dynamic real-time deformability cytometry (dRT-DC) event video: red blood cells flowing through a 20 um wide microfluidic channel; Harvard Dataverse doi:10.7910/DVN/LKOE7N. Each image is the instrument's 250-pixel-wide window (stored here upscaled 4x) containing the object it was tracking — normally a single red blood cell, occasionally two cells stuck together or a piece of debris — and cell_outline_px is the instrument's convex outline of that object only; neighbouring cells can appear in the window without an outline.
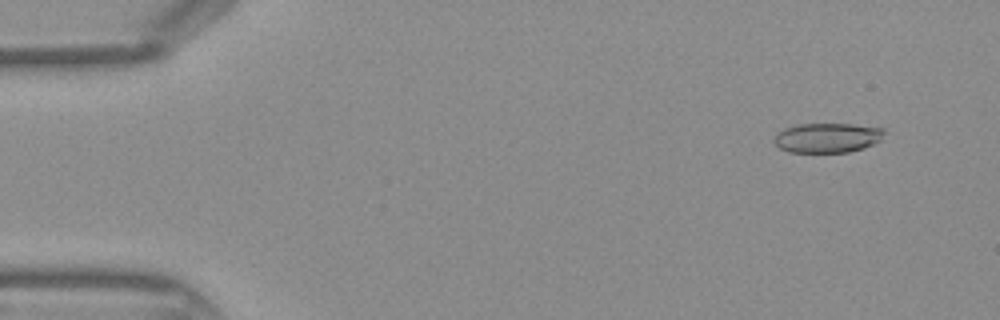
{"species": "Egyptian fruit bat (a non-hibernating species)", "species_latin": "Rousettus aegyptiacus", "temperature_condition": "warm", "stored_images_in_passage": 42, "camera_frame_rate_fps": 3000, "um_per_image_px": 0.085, "frame": {"image": 1, "passage_image": 2, "time_ms": 0.333, "image_size_px": [1000, 320], "cell_outline_px": [[884, 132], [880, 140], [864, 148], [848, 152], [788, 152], [780, 148], [772, 140], [784, 128], [800, 124], [852, 124], [884, 128]], "centroid_in_image_um": [70.33, 11.71], "position_along_channel_um": 14.7, "area_um2": 18.9}}
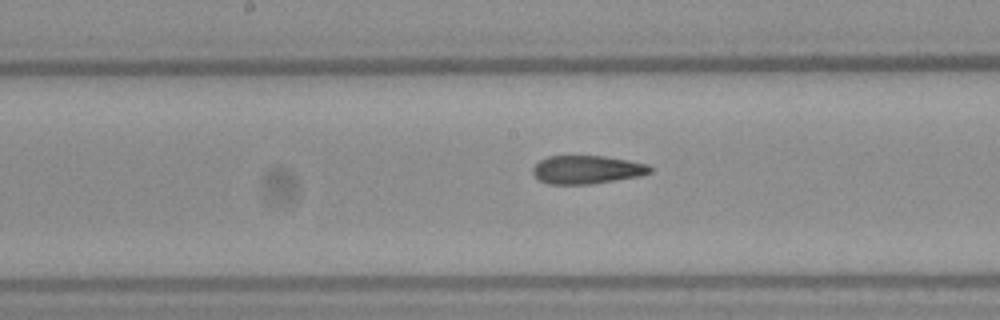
{"frame": {"image": 2, "passage_image": 21, "time_ms": 6.667, "image_size_px": [1000, 320], "cell_outline_px": [[652, 172], [640, 176], [592, 184], [548, 184], [540, 180], [532, 172], [532, 168], [540, 160], [548, 156], [604, 156], [628, 160], [648, 164], [652, 168]], "centroid_in_image_um": [49.9, 14.42], "position_along_channel_um": 198.3, "area_um2": 19.36}}
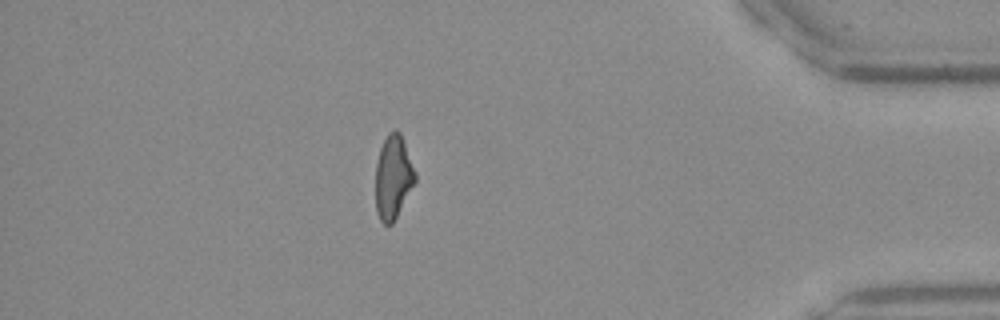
{"frame": {"image": 3, "passage_image": 37, "time_ms": 12.0, "image_size_px": [1000, 320], "cell_outline_px": [[416, 180], [392, 224], [384, 224], [380, 220], [376, 212], [376, 164], [380, 148], [388, 132], [396, 128], [400, 132], [416, 172]], "centroid_in_image_um": [33.41, 15.03], "position_along_channel_um": 401.8, "area_um2": 19.19}}